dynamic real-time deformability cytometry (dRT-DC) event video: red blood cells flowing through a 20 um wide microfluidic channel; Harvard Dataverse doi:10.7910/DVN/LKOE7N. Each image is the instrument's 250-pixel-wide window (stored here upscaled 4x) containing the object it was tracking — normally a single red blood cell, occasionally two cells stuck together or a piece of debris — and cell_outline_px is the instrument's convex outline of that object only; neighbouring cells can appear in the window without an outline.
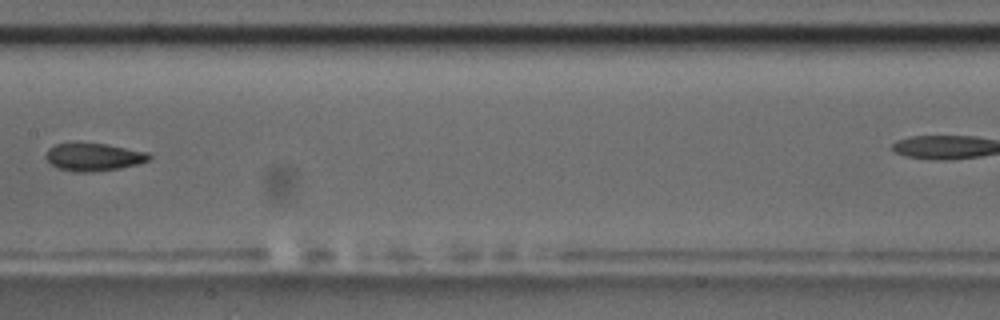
{"species": "common noctule bat (a hibernating species)", "species_latin": "Nyctalus noctula", "temperature_condition": "room temperature", "stored_images_in_passage": 9, "camera_frame_rate_fps": 3000, "um_per_image_px": 0.085, "animal": {"sex": "male", "body_mass_g": 17.5, "forearm_length_mm": 52.3}, "frame": {"image": 1, "passage_image": 8, "time_ms": 8.667, "image_size_px": [1000, 320], "cell_outline_px": [[152, 156], [148, 160], [140, 164], [120, 168], [92, 172], [72, 172], [56, 168], [44, 156], [48, 148], [56, 144], [76, 140], [108, 144], [148, 152]], "centroid_in_image_um": [7.92, 13.31], "position_along_channel_um": 199.5, "area_um2": 17.46}}